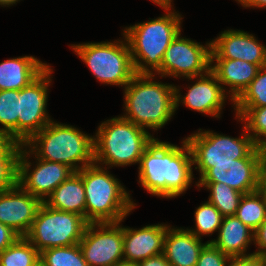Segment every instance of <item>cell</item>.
Segmentation results:
<instances>
[{"instance_id": "obj_1", "label": "cell", "mask_w": 266, "mask_h": 266, "mask_svg": "<svg viewBox=\"0 0 266 266\" xmlns=\"http://www.w3.org/2000/svg\"><path fill=\"white\" fill-rule=\"evenodd\" d=\"M192 167V152L185 138L181 147L155 138L141 157L138 183L153 196L176 198L191 186Z\"/></svg>"}, {"instance_id": "obj_2", "label": "cell", "mask_w": 266, "mask_h": 266, "mask_svg": "<svg viewBox=\"0 0 266 266\" xmlns=\"http://www.w3.org/2000/svg\"><path fill=\"white\" fill-rule=\"evenodd\" d=\"M153 74H136L124 88V119L154 132L175 114V85L153 81Z\"/></svg>"}, {"instance_id": "obj_3", "label": "cell", "mask_w": 266, "mask_h": 266, "mask_svg": "<svg viewBox=\"0 0 266 266\" xmlns=\"http://www.w3.org/2000/svg\"><path fill=\"white\" fill-rule=\"evenodd\" d=\"M107 169L94 162L77 172L85 188L88 223L122 222L136 206L129 192Z\"/></svg>"}, {"instance_id": "obj_4", "label": "cell", "mask_w": 266, "mask_h": 266, "mask_svg": "<svg viewBox=\"0 0 266 266\" xmlns=\"http://www.w3.org/2000/svg\"><path fill=\"white\" fill-rule=\"evenodd\" d=\"M93 137L68 124L51 121L24 145L38 159L67 165L74 172L94 163Z\"/></svg>"}, {"instance_id": "obj_5", "label": "cell", "mask_w": 266, "mask_h": 266, "mask_svg": "<svg viewBox=\"0 0 266 266\" xmlns=\"http://www.w3.org/2000/svg\"><path fill=\"white\" fill-rule=\"evenodd\" d=\"M162 17L126 27V37L136 74H153L161 68L165 51L181 31L182 17L171 8Z\"/></svg>"}, {"instance_id": "obj_6", "label": "cell", "mask_w": 266, "mask_h": 266, "mask_svg": "<svg viewBox=\"0 0 266 266\" xmlns=\"http://www.w3.org/2000/svg\"><path fill=\"white\" fill-rule=\"evenodd\" d=\"M94 136V162L108 169L140 163L145 149L155 139L148 130L122 116L102 122Z\"/></svg>"}, {"instance_id": "obj_7", "label": "cell", "mask_w": 266, "mask_h": 266, "mask_svg": "<svg viewBox=\"0 0 266 266\" xmlns=\"http://www.w3.org/2000/svg\"><path fill=\"white\" fill-rule=\"evenodd\" d=\"M113 42L71 44V48L104 84L125 86L136 75L126 37Z\"/></svg>"}, {"instance_id": "obj_8", "label": "cell", "mask_w": 266, "mask_h": 266, "mask_svg": "<svg viewBox=\"0 0 266 266\" xmlns=\"http://www.w3.org/2000/svg\"><path fill=\"white\" fill-rule=\"evenodd\" d=\"M88 224L83 216L53 209L43 202L25 238L39 252L71 246L80 242Z\"/></svg>"}, {"instance_id": "obj_9", "label": "cell", "mask_w": 266, "mask_h": 266, "mask_svg": "<svg viewBox=\"0 0 266 266\" xmlns=\"http://www.w3.org/2000/svg\"><path fill=\"white\" fill-rule=\"evenodd\" d=\"M241 137L233 138L213 131L199 129L186 138L192 152L193 166L200 177L212 164L234 163V159L245 158L257 145L245 126Z\"/></svg>"}, {"instance_id": "obj_10", "label": "cell", "mask_w": 266, "mask_h": 266, "mask_svg": "<svg viewBox=\"0 0 266 266\" xmlns=\"http://www.w3.org/2000/svg\"><path fill=\"white\" fill-rule=\"evenodd\" d=\"M202 44L181 36V31L165 51L161 68L156 72L161 77H184L196 80L210 71L211 41Z\"/></svg>"}, {"instance_id": "obj_11", "label": "cell", "mask_w": 266, "mask_h": 266, "mask_svg": "<svg viewBox=\"0 0 266 266\" xmlns=\"http://www.w3.org/2000/svg\"><path fill=\"white\" fill-rule=\"evenodd\" d=\"M53 69L48 66L34 81L18 90V143L25 144L35 133L48 125L50 118L46 106Z\"/></svg>"}, {"instance_id": "obj_12", "label": "cell", "mask_w": 266, "mask_h": 266, "mask_svg": "<svg viewBox=\"0 0 266 266\" xmlns=\"http://www.w3.org/2000/svg\"><path fill=\"white\" fill-rule=\"evenodd\" d=\"M29 158L30 150L22 144L17 162V184L43 202L74 172L65 164L38 159L36 156L33 157L36 164L31 169L33 164Z\"/></svg>"}, {"instance_id": "obj_13", "label": "cell", "mask_w": 266, "mask_h": 266, "mask_svg": "<svg viewBox=\"0 0 266 266\" xmlns=\"http://www.w3.org/2000/svg\"><path fill=\"white\" fill-rule=\"evenodd\" d=\"M89 223L79 246L88 266H114L123 259V226Z\"/></svg>"}, {"instance_id": "obj_14", "label": "cell", "mask_w": 266, "mask_h": 266, "mask_svg": "<svg viewBox=\"0 0 266 266\" xmlns=\"http://www.w3.org/2000/svg\"><path fill=\"white\" fill-rule=\"evenodd\" d=\"M261 147L256 146L245 158L234 163L212 164L198 182H222L232 189L248 194L259 190Z\"/></svg>"}, {"instance_id": "obj_15", "label": "cell", "mask_w": 266, "mask_h": 266, "mask_svg": "<svg viewBox=\"0 0 266 266\" xmlns=\"http://www.w3.org/2000/svg\"><path fill=\"white\" fill-rule=\"evenodd\" d=\"M43 201L18 184L0 193V222L7 225L20 237L29 232Z\"/></svg>"}, {"instance_id": "obj_16", "label": "cell", "mask_w": 266, "mask_h": 266, "mask_svg": "<svg viewBox=\"0 0 266 266\" xmlns=\"http://www.w3.org/2000/svg\"><path fill=\"white\" fill-rule=\"evenodd\" d=\"M211 59H238L263 67L266 66V46L253 34L229 29L211 40Z\"/></svg>"}, {"instance_id": "obj_17", "label": "cell", "mask_w": 266, "mask_h": 266, "mask_svg": "<svg viewBox=\"0 0 266 266\" xmlns=\"http://www.w3.org/2000/svg\"><path fill=\"white\" fill-rule=\"evenodd\" d=\"M196 78V82L188 86L186 95L182 96L180 88L175 86V110L179 103H182L191 110L220 118L222 107L228 97L222 85L211 71Z\"/></svg>"}, {"instance_id": "obj_18", "label": "cell", "mask_w": 266, "mask_h": 266, "mask_svg": "<svg viewBox=\"0 0 266 266\" xmlns=\"http://www.w3.org/2000/svg\"><path fill=\"white\" fill-rule=\"evenodd\" d=\"M170 225H146L140 229L123 227V259L139 263L163 253L164 239Z\"/></svg>"}, {"instance_id": "obj_19", "label": "cell", "mask_w": 266, "mask_h": 266, "mask_svg": "<svg viewBox=\"0 0 266 266\" xmlns=\"http://www.w3.org/2000/svg\"><path fill=\"white\" fill-rule=\"evenodd\" d=\"M259 69L258 65L238 59H211L210 65V71L216 76L223 90L227 91L228 95L230 94L232 103L256 77ZM223 85L229 86L230 90H227Z\"/></svg>"}, {"instance_id": "obj_20", "label": "cell", "mask_w": 266, "mask_h": 266, "mask_svg": "<svg viewBox=\"0 0 266 266\" xmlns=\"http://www.w3.org/2000/svg\"><path fill=\"white\" fill-rule=\"evenodd\" d=\"M201 241L185 228L169 226L164 239L163 254L171 266H196L201 250L208 243Z\"/></svg>"}, {"instance_id": "obj_21", "label": "cell", "mask_w": 266, "mask_h": 266, "mask_svg": "<svg viewBox=\"0 0 266 266\" xmlns=\"http://www.w3.org/2000/svg\"><path fill=\"white\" fill-rule=\"evenodd\" d=\"M49 64L33 56L7 59L0 63V91L21 90L34 81Z\"/></svg>"}, {"instance_id": "obj_22", "label": "cell", "mask_w": 266, "mask_h": 266, "mask_svg": "<svg viewBox=\"0 0 266 266\" xmlns=\"http://www.w3.org/2000/svg\"><path fill=\"white\" fill-rule=\"evenodd\" d=\"M217 239L209 240L222 253L229 257L248 256L247 249L254 241V231L235 215L224 216ZM249 245V246H248Z\"/></svg>"}, {"instance_id": "obj_23", "label": "cell", "mask_w": 266, "mask_h": 266, "mask_svg": "<svg viewBox=\"0 0 266 266\" xmlns=\"http://www.w3.org/2000/svg\"><path fill=\"white\" fill-rule=\"evenodd\" d=\"M44 203L53 209L76 213L85 218L86 195L81 176L73 172Z\"/></svg>"}, {"instance_id": "obj_24", "label": "cell", "mask_w": 266, "mask_h": 266, "mask_svg": "<svg viewBox=\"0 0 266 266\" xmlns=\"http://www.w3.org/2000/svg\"><path fill=\"white\" fill-rule=\"evenodd\" d=\"M235 216L255 231L266 219V194L260 189L244 194Z\"/></svg>"}, {"instance_id": "obj_25", "label": "cell", "mask_w": 266, "mask_h": 266, "mask_svg": "<svg viewBox=\"0 0 266 266\" xmlns=\"http://www.w3.org/2000/svg\"><path fill=\"white\" fill-rule=\"evenodd\" d=\"M196 186L210 190L208 201L213 204L223 216L235 215L243 193H240L222 182H197Z\"/></svg>"}, {"instance_id": "obj_26", "label": "cell", "mask_w": 266, "mask_h": 266, "mask_svg": "<svg viewBox=\"0 0 266 266\" xmlns=\"http://www.w3.org/2000/svg\"><path fill=\"white\" fill-rule=\"evenodd\" d=\"M40 262V252L25 237L0 252V266H35Z\"/></svg>"}, {"instance_id": "obj_27", "label": "cell", "mask_w": 266, "mask_h": 266, "mask_svg": "<svg viewBox=\"0 0 266 266\" xmlns=\"http://www.w3.org/2000/svg\"><path fill=\"white\" fill-rule=\"evenodd\" d=\"M234 110H236V119L245 123L253 142L260 147L266 146V106L234 107Z\"/></svg>"}, {"instance_id": "obj_28", "label": "cell", "mask_w": 266, "mask_h": 266, "mask_svg": "<svg viewBox=\"0 0 266 266\" xmlns=\"http://www.w3.org/2000/svg\"><path fill=\"white\" fill-rule=\"evenodd\" d=\"M40 262L43 266H88L79 243L42 250Z\"/></svg>"}, {"instance_id": "obj_29", "label": "cell", "mask_w": 266, "mask_h": 266, "mask_svg": "<svg viewBox=\"0 0 266 266\" xmlns=\"http://www.w3.org/2000/svg\"><path fill=\"white\" fill-rule=\"evenodd\" d=\"M18 90L0 91V129L18 142Z\"/></svg>"}, {"instance_id": "obj_30", "label": "cell", "mask_w": 266, "mask_h": 266, "mask_svg": "<svg viewBox=\"0 0 266 266\" xmlns=\"http://www.w3.org/2000/svg\"><path fill=\"white\" fill-rule=\"evenodd\" d=\"M194 217L195 229H186L201 239L202 235L210 236L214 232L219 231L224 216L213 204L206 201L196 208Z\"/></svg>"}, {"instance_id": "obj_31", "label": "cell", "mask_w": 266, "mask_h": 266, "mask_svg": "<svg viewBox=\"0 0 266 266\" xmlns=\"http://www.w3.org/2000/svg\"><path fill=\"white\" fill-rule=\"evenodd\" d=\"M233 103L234 107L266 106V66L260 67L256 77Z\"/></svg>"}, {"instance_id": "obj_32", "label": "cell", "mask_w": 266, "mask_h": 266, "mask_svg": "<svg viewBox=\"0 0 266 266\" xmlns=\"http://www.w3.org/2000/svg\"><path fill=\"white\" fill-rule=\"evenodd\" d=\"M230 259L212 243H207L200 252L196 266H228Z\"/></svg>"}, {"instance_id": "obj_33", "label": "cell", "mask_w": 266, "mask_h": 266, "mask_svg": "<svg viewBox=\"0 0 266 266\" xmlns=\"http://www.w3.org/2000/svg\"><path fill=\"white\" fill-rule=\"evenodd\" d=\"M21 145L0 129V161H18Z\"/></svg>"}, {"instance_id": "obj_34", "label": "cell", "mask_w": 266, "mask_h": 266, "mask_svg": "<svg viewBox=\"0 0 266 266\" xmlns=\"http://www.w3.org/2000/svg\"><path fill=\"white\" fill-rule=\"evenodd\" d=\"M17 162L0 161V193L12 189L17 184Z\"/></svg>"}, {"instance_id": "obj_35", "label": "cell", "mask_w": 266, "mask_h": 266, "mask_svg": "<svg viewBox=\"0 0 266 266\" xmlns=\"http://www.w3.org/2000/svg\"><path fill=\"white\" fill-rule=\"evenodd\" d=\"M20 236L7 225L0 222V252L13 244Z\"/></svg>"}, {"instance_id": "obj_36", "label": "cell", "mask_w": 266, "mask_h": 266, "mask_svg": "<svg viewBox=\"0 0 266 266\" xmlns=\"http://www.w3.org/2000/svg\"><path fill=\"white\" fill-rule=\"evenodd\" d=\"M228 266H263V263L258 254H251L248 256L231 257Z\"/></svg>"}, {"instance_id": "obj_37", "label": "cell", "mask_w": 266, "mask_h": 266, "mask_svg": "<svg viewBox=\"0 0 266 266\" xmlns=\"http://www.w3.org/2000/svg\"><path fill=\"white\" fill-rule=\"evenodd\" d=\"M254 244L258 246V250L253 254H259L266 248V219L260 224V226L254 231Z\"/></svg>"}, {"instance_id": "obj_38", "label": "cell", "mask_w": 266, "mask_h": 266, "mask_svg": "<svg viewBox=\"0 0 266 266\" xmlns=\"http://www.w3.org/2000/svg\"><path fill=\"white\" fill-rule=\"evenodd\" d=\"M259 189L266 194V146L261 147Z\"/></svg>"}, {"instance_id": "obj_39", "label": "cell", "mask_w": 266, "mask_h": 266, "mask_svg": "<svg viewBox=\"0 0 266 266\" xmlns=\"http://www.w3.org/2000/svg\"><path fill=\"white\" fill-rule=\"evenodd\" d=\"M137 266H171L163 253L149 257L137 263Z\"/></svg>"}, {"instance_id": "obj_40", "label": "cell", "mask_w": 266, "mask_h": 266, "mask_svg": "<svg viewBox=\"0 0 266 266\" xmlns=\"http://www.w3.org/2000/svg\"><path fill=\"white\" fill-rule=\"evenodd\" d=\"M245 8H266V0H236Z\"/></svg>"}, {"instance_id": "obj_41", "label": "cell", "mask_w": 266, "mask_h": 266, "mask_svg": "<svg viewBox=\"0 0 266 266\" xmlns=\"http://www.w3.org/2000/svg\"><path fill=\"white\" fill-rule=\"evenodd\" d=\"M151 1L160 6L161 8H163L164 10L168 8H173V5L171 4L172 0H151Z\"/></svg>"}, {"instance_id": "obj_42", "label": "cell", "mask_w": 266, "mask_h": 266, "mask_svg": "<svg viewBox=\"0 0 266 266\" xmlns=\"http://www.w3.org/2000/svg\"><path fill=\"white\" fill-rule=\"evenodd\" d=\"M20 0H0V6L2 7H9L12 6L13 4H16V2H18Z\"/></svg>"}, {"instance_id": "obj_43", "label": "cell", "mask_w": 266, "mask_h": 266, "mask_svg": "<svg viewBox=\"0 0 266 266\" xmlns=\"http://www.w3.org/2000/svg\"><path fill=\"white\" fill-rule=\"evenodd\" d=\"M258 255L262 259L263 266H266V248L263 249Z\"/></svg>"}, {"instance_id": "obj_44", "label": "cell", "mask_w": 266, "mask_h": 266, "mask_svg": "<svg viewBox=\"0 0 266 266\" xmlns=\"http://www.w3.org/2000/svg\"><path fill=\"white\" fill-rule=\"evenodd\" d=\"M114 266H137V264L136 263L122 261V262H119V263L115 264Z\"/></svg>"}, {"instance_id": "obj_45", "label": "cell", "mask_w": 266, "mask_h": 266, "mask_svg": "<svg viewBox=\"0 0 266 266\" xmlns=\"http://www.w3.org/2000/svg\"><path fill=\"white\" fill-rule=\"evenodd\" d=\"M35 266H43V265H42V263H41V262H39V263H38L37 265H35Z\"/></svg>"}]
</instances>
